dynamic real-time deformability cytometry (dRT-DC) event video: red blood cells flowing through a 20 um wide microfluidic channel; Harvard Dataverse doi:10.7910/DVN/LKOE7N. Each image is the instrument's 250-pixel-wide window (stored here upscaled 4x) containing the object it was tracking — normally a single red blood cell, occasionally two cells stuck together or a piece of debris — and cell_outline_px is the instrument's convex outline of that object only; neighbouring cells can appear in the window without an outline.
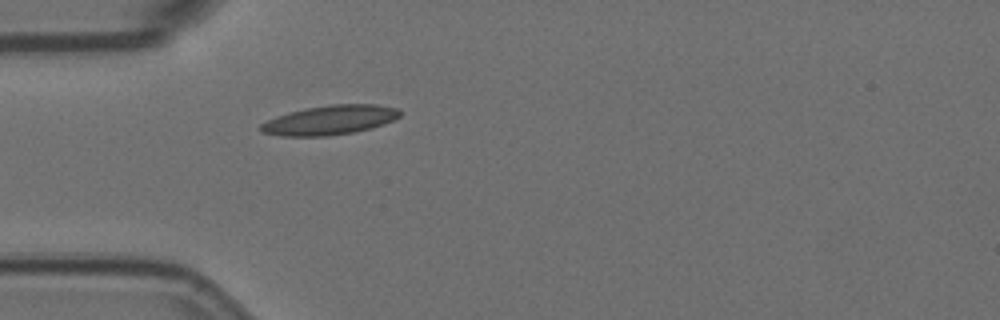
{"species": "Egyptian fruit bat (a non-hibernating species)", "species_latin": "Rousettus aegyptiacus", "temperature_condition": "room temperature", "stored_images_in_passage": 1, "camera_frame_rate_fps": 3000, "um_per_image_px": 0.085, "animal": {"sex": "female"}, "frame": {"image": 1, "passage_image": 1, "time_ms": 0.0, "image_size_px": [1000, 320], "cell_outline_px": [[400, 116], [384, 124], [372, 128], [352, 132], [328, 136], [280, 136], [260, 132], [260, 124], [276, 116], [288, 112], [308, 108], [332, 104], [376, 104], [400, 108]], "centroid_in_image_um": [28.04, 10.2], "position_along_channel_um": 57.0, "area_um2": 23.87}}